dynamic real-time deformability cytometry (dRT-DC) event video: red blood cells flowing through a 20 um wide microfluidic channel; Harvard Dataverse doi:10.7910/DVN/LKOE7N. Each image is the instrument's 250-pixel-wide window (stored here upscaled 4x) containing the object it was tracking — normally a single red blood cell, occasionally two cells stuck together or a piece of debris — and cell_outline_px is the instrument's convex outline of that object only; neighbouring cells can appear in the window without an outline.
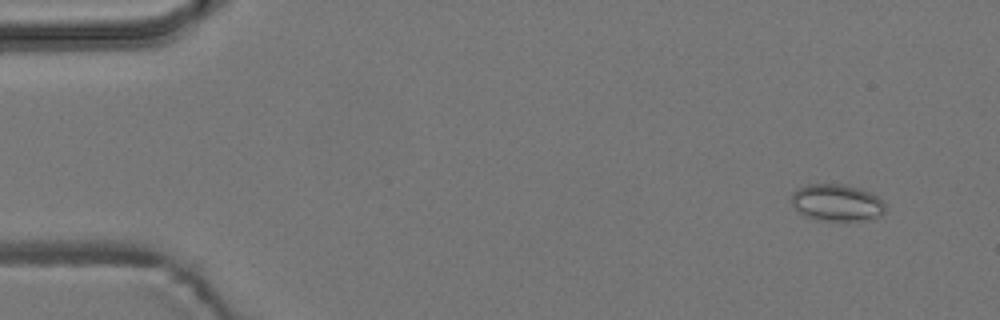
{"species": "common noctule bat (a hibernating species)", "species_latin": "Nyctalus noctula", "temperature_condition": "room temperature", "stored_images_in_passage": 10, "camera_frame_rate_fps": 3000, "um_per_image_px": 0.085, "animal": {"sex": "male", "body_mass_g": 19.2, "forearm_length_mm": 51.8}, "frame": {"image": 1, "passage_image": 4, "time_ms": 1.0, "image_size_px": [1000, 320], "cell_outline_px": [[884, 212], [880, 216], [864, 220], [820, 220], [808, 216], [800, 212], [792, 204], [792, 192], [796, 188], [808, 184], [840, 184], [860, 188], [876, 196], [884, 204]], "centroid_in_image_um": [71.11, 17.21], "position_along_channel_um": 13.9, "area_um2": 19.83}}